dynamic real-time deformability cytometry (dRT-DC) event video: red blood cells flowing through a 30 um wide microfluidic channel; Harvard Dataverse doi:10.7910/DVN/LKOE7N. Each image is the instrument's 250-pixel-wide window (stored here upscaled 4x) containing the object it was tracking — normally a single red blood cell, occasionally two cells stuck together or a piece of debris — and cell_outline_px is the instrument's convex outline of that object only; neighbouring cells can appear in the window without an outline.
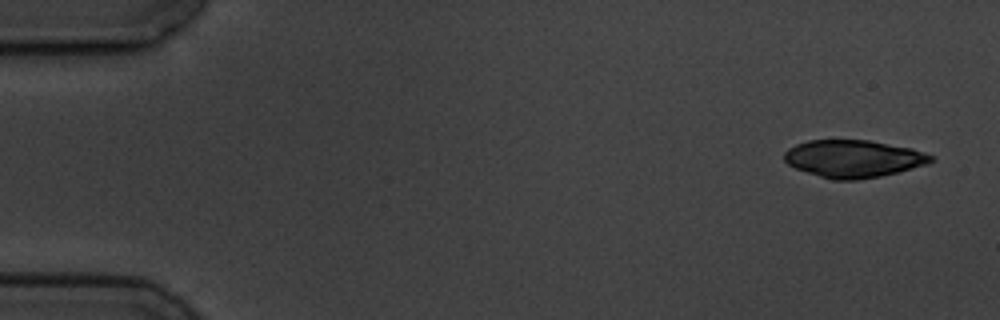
{"species": "common noctule bat (a hibernating species)", "species_latin": "Nyctalus noctula", "temperature_condition": "cold", "stored_images_in_passage": 6, "camera_frame_rate_fps": 3000, "um_per_image_px": 0.085, "animal": {"sex": "male", "body_mass_g": 19.5, "forearm_length_mm": 54.6}, "frame": {"image": 1, "passage_image": 1, "time_ms": 0.0, "image_size_px": [1000, 320], "cell_outline_px": [[936, 160], [928, 164], [880, 176], [856, 180], [832, 180], [796, 168], [788, 164], [784, 160], [784, 152], [788, 148], [796, 144], [808, 140], [868, 140], [912, 148], [936, 156]], "centroid_in_image_um": [72.57, 13.48], "position_along_channel_um": 12.4, "area_um2": 32.02}}